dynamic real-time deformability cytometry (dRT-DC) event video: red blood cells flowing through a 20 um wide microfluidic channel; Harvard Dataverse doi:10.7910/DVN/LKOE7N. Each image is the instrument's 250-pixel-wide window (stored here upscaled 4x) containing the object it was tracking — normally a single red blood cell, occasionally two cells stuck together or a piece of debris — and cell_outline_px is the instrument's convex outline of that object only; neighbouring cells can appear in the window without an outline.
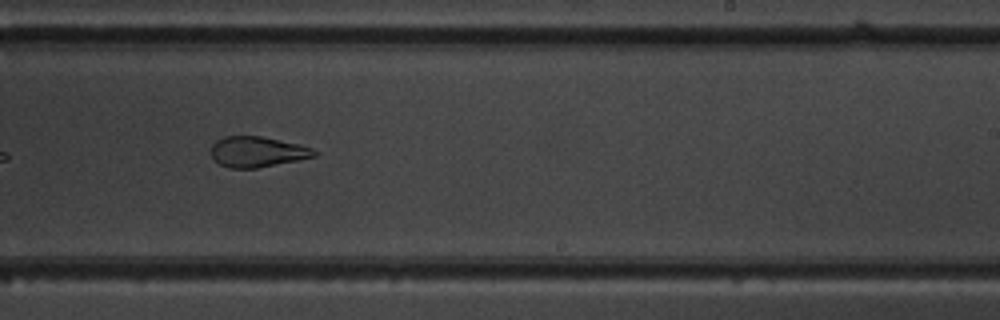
{"species": "common noctule bat (a hibernating species)", "species_latin": "Nyctalus noctula", "temperature_condition": "warm", "stored_images_in_passage": 13, "camera_frame_rate_fps": 3000, "um_per_image_px": 0.085, "animal": {"sex": "male", "body_mass_g": 19.5, "forearm_length_mm": 54.6}, "frame": {"image": 1, "passage_image": 8, "time_ms": 9.0, "image_size_px": [1000, 320], "cell_outline_px": [[316, 156], [300, 160], [256, 168], [228, 168], [220, 164], [212, 156], [212, 144], [216, 140], [224, 136], [260, 136], [300, 144], [312, 148], [316, 152]], "centroid_in_image_um": [21.88, 12.9], "position_along_channel_um": 267.1, "area_um2": 18.32}}
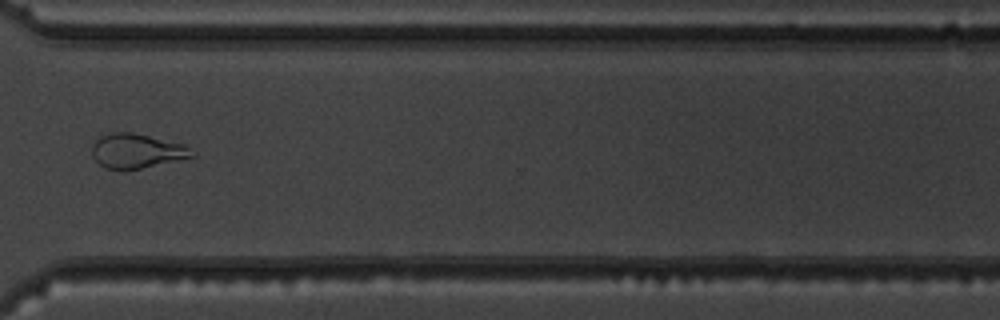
{"frame": {"image": 2, "passage_image": 10, "time_ms": 11.333, "image_size_px": [1000, 320], "cell_outline_px": [[196, 156], [140, 168], [104, 168], [92, 156], [92, 144], [100, 136], [112, 132], [132, 132], [184, 144]], "centroid_in_image_um": [11.59, 12.81], "position_along_channel_um": 359.0, "area_um2": 19.65}, "authors_computed_cell_mechanics": {"area_um2": 22.3686, "velocity_mm_per_s": 3.0058, "shape_relaxation_time_tau1_ms": null, "shape_relaxation_time_tau2_ms": 1.1176, "deformation_change_tau1": null, "deformation_change_tau2": 0.0712}}